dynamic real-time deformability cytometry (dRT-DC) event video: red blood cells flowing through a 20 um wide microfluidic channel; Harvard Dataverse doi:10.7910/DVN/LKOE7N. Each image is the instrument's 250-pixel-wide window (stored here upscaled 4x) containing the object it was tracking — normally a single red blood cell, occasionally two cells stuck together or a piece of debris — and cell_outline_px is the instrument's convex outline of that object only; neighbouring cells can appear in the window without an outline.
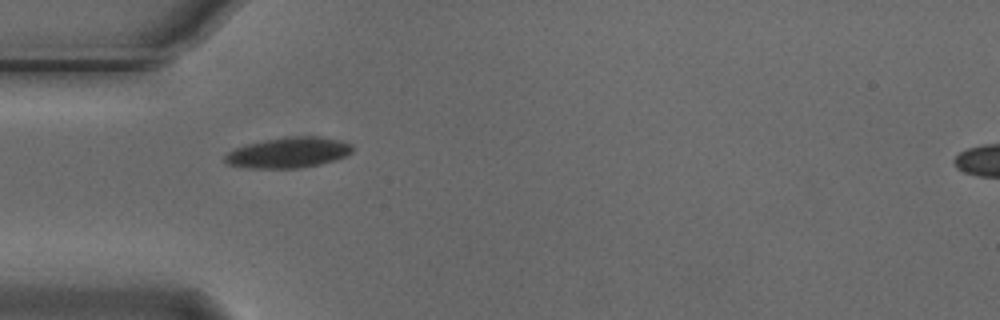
{"species": "Egyptian fruit bat (a non-hibernating species)", "species_latin": "Rousettus aegyptiacus", "temperature_condition": "cold", "stored_images_in_passage": 5, "camera_frame_rate_fps": 3000, "um_per_image_px": 0.085, "animal": {"sex": "male"}, "frame": {"image": 1, "passage_image": 4, "time_ms": 1.0, "image_size_px": [1000, 320], "cell_outline_px": [[352, 152], [348, 156], [336, 160], [320, 164], [300, 168], [244, 168], [224, 164], [224, 156], [232, 148], [264, 140], [284, 136], [316, 136], [340, 140], [352, 144]], "centroid_in_image_um": [24.49, 12.97], "position_along_channel_um": 60.5, "area_um2": 23.12}}
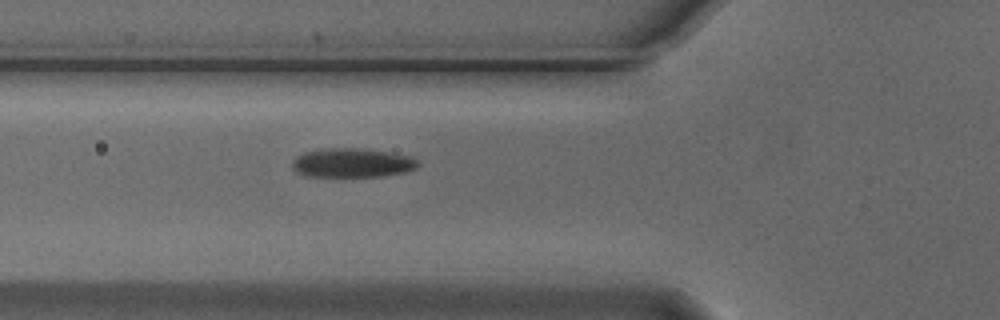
{"frame": {"image": 2, "passage_image": 5, "time_ms": 1.333, "image_size_px": [1000, 320], "cell_outline_px": [[420, 164], [416, 168], [408, 172], [384, 176], [304, 176], [296, 172], [292, 168], [292, 160], [296, 156], [304, 152], [324, 148], [360, 148], [412, 156], [420, 160]], "centroid_in_image_um": [29.95, 13.84], "position_along_channel_um": 95.8, "area_um2": 21.62}}